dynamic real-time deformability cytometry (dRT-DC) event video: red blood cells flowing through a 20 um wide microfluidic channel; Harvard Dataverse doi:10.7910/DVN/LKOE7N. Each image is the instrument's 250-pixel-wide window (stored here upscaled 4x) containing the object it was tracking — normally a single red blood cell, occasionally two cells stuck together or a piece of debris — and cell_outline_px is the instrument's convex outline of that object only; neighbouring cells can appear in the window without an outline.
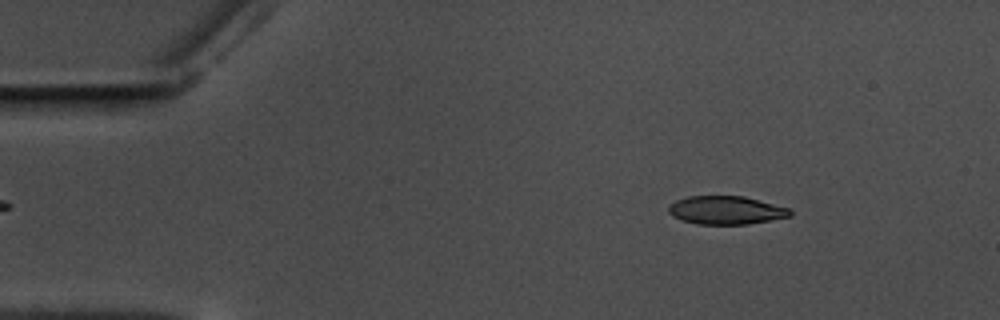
{"species": "common noctule bat (a hibernating species)", "species_latin": "Nyctalus noctula", "temperature_condition": "warm", "stored_images_in_passage": 57, "camera_frame_rate_fps": 3000, "um_per_image_px": 0.085, "animal": {"sex": "male", "body_mass_g": 17.5, "forearm_length_mm": 52.3}, "frame": {"image": 1, "passage_image": 8, "time_ms": 2.333, "image_size_px": [1000, 320], "cell_outline_px": [[792, 216], [748, 224], [696, 224], [672, 216], [668, 212], [668, 204], [676, 200], [688, 196], [744, 196], [792, 208]], "centroid_in_image_um": [61.74, 17.86], "position_along_channel_um": 23.3, "area_um2": 20.23}}
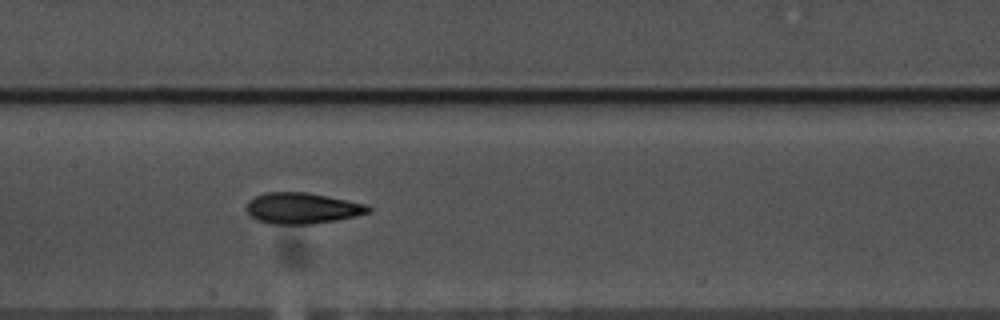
{"frame": {"image": 2, "passage_image": 28, "time_ms": 9.0, "image_size_px": [1000, 320], "cell_outline_px": [[372, 212], [356, 216], [336, 220], [312, 224], [268, 224], [256, 220], [248, 212], [248, 200], [264, 192], [308, 192], [348, 200], [364, 204], [372, 208]], "centroid_in_image_um": [25.7, 17.7], "position_along_channel_um": 181.7, "area_um2": 22.08}}
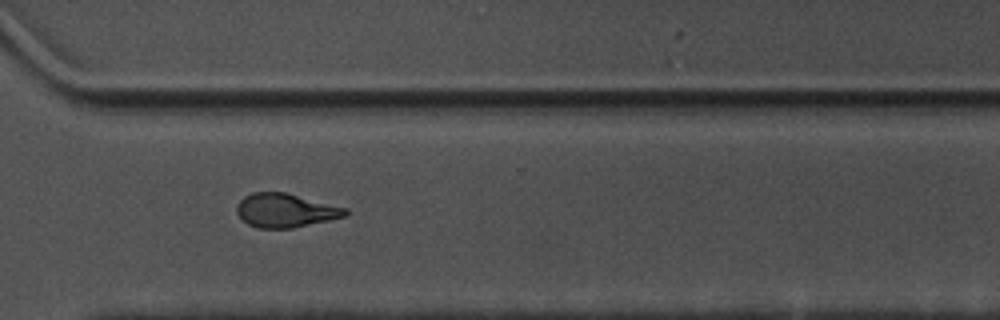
{"frame": {"image": 3, "passage_image": 42, "time_ms": 13.667, "image_size_px": [1000, 320], "cell_outline_px": [[348, 212], [344, 216], [328, 220], [292, 228], [256, 228], [248, 224], [236, 212], [236, 204], [244, 196], [252, 192], [284, 192], [348, 208]], "centroid_in_image_um": [24.23, 17.88], "position_along_channel_um": 346.4, "area_um2": 21.27}, "authors_computed_cell_mechanics": {"area_um2": 21.2704, "velocity_mm_per_s": 3.5337, "shape_relaxation_time_tau1_ms": 4.3949, "shape_relaxation_time_tau2_ms": 1.682, "deformation_change_tau1": 0.1727, "deformation_change_tau2": 0.0932}}